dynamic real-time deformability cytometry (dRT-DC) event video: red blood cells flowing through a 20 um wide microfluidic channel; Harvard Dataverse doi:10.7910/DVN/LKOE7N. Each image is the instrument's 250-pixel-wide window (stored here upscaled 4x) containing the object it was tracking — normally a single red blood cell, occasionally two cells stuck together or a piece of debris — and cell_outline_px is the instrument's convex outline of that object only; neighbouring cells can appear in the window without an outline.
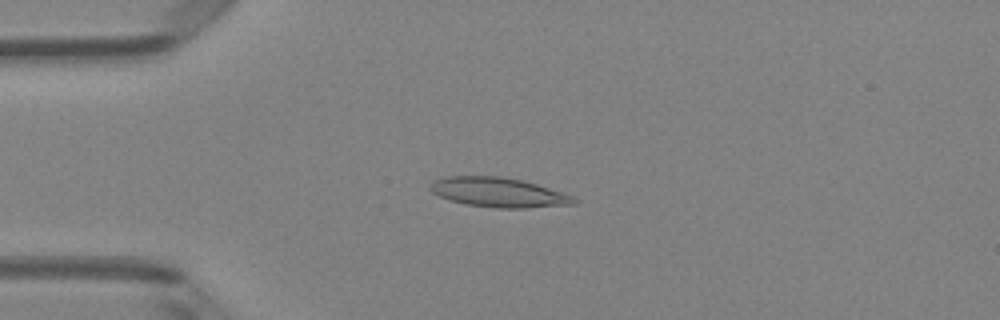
{"species": "Egyptian fruit bat (a non-hibernating species)", "species_latin": "Rousettus aegyptiacus", "temperature_condition": "room temperature", "stored_images_in_passage": 48, "camera_frame_rate_fps": 3000, "um_per_image_px": 0.085, "animal": {"sex": "female"}, "frame": {"image": 1, "passage_image": 11, "time_ms": 3.333, "image_size_px": [1000, 320], "cell_outline_px": [[576, 204], [528, 208], [496, 208], [464, 204], [448, 200], [432, 192], [428, 188], [428, 184], [432, 180], [448, 176], [500, 176], [524, 180], [564, 192], [572, 196], [576, 200]], "centroid_in_image_um": [42.35, 16.35], "position_along_channel_um": 42.7, "area_um2": 25.14}}
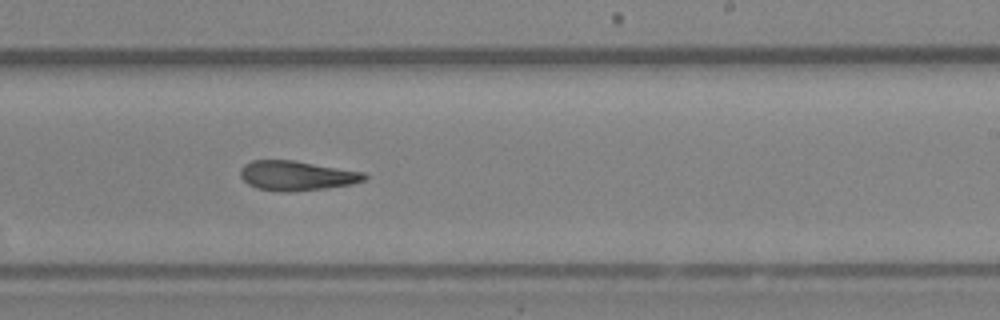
{"frame": {"image": 2, "passage_image": 29, "time_ms": 9.333, "image_size_px": [1000, 320], "cell_outline_px": [[368, 176], [364, 180], [352, 184], [324, 188], [288, 192], [280, 192], [256, 188], [248, 184], [240, 176], [240, 168], [244, 164], [252, 160], [292, 160], [364, 172]], "centroid_in_image_um": [25.18, 14.93], "position_along_channel_um": 263.8, "area_um2": 21.39}}
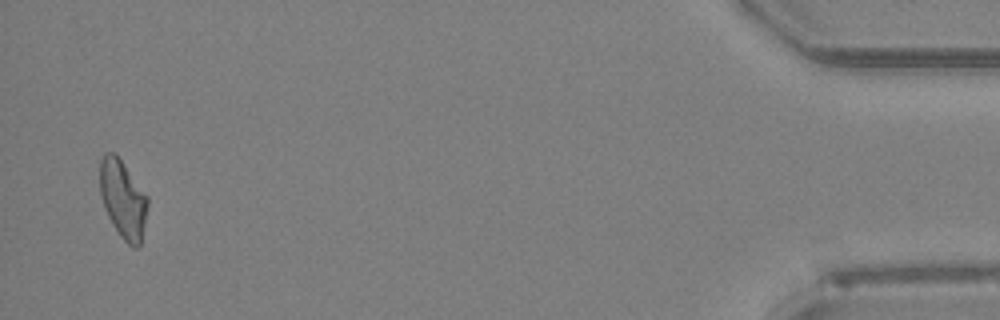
{"frame": {"image": 3, "passage_image": 47, "time_ms": 15.333, "image_size_px": [1000, 320], "cell_outline_px": [[148, 204], [140, 244], [136, 248], [132, 248], [120, 236], [112, 224], [104, 208], [100, 196], [100, 160], [104, 152], [112, 152], [120, 160], [148, 196]], "centroid_in_image_um": [10.43, 16.94], "position_along_channel_um": 424.8, "area_um2": 21.5}, "authors_computed_cell_mechanics": {"area_um2": 22.0218, "velocity_mm_per_s": 4.0775, "shape_relaxation_time_tau1_ms": null, "shape_relaxation_time_tau2_ms": 7.7774, "deformation_change_tau1": null, "deformation_change_tau2": 0.1864}}